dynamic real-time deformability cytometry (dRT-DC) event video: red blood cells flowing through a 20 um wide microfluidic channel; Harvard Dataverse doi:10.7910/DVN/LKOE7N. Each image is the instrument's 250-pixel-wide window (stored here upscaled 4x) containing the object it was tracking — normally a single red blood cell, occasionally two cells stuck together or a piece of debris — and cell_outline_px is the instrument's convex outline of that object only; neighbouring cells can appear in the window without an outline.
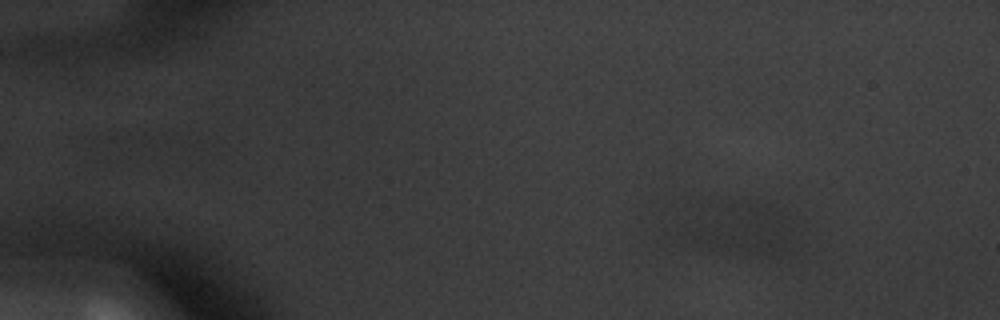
{"species": "common noctule bat (a hibernating species)", "species_latin": "Nyctalus noctula", "temperature_condition": "warm", "stored_images_in_passage": 15, "camera_frame_rate_fps": 3000, "um_per_image_px": 0.085, "animal": {"sex": "male", "body_mass_g": 20.1, "forearm_length_mm": 53.5}, "frame": {"image": 1, "passage_image": 7, "time_ms": 2.0, "image_size_px": [1000, 320], "cell_outline_px": [[792, 252], [780, 256], [776, 256], [732, 252], [680, 244], [664, 232], [664, 228], [748, 204], [768, 204], [792, 220]], "centroid_in_image_um": [62.79, 19.65], "position_along_channel_um": 22.2, "area_um2": 33.52}}